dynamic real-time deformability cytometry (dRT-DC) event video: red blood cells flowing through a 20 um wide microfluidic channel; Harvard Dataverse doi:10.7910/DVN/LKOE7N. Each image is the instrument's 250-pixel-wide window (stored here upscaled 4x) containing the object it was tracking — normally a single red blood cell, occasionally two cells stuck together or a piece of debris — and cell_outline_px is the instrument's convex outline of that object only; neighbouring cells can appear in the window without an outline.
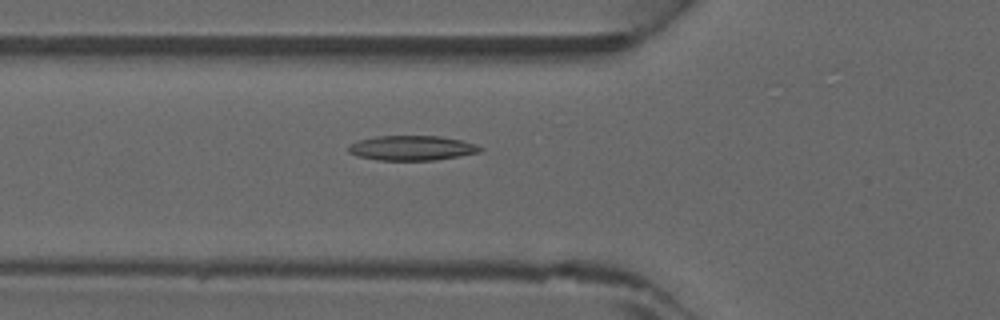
{"species": "common noctule bat (a hibernating species)", "species_latin": "Nyctalus noctula", "temperature_condition": "warm", "stored_images_in_passage": 38, "camera_frame_rate_fps": 3000, "um_per_image_px": 0.085, "animal": {"sex": "male", "forearm_length_mm": 52.5}, "frame": {"image": 1, "passage_image": 17, "time_ms": 5.333, "image_size_px": [1000, 320], "cell_outline_px": [[484, 148], [480, 152], [460, 156], [436, 160], [376, 160], [360, 156], [348, 152], [348, 148], [352, 144], [360, 140], [376, 136], [440, 136], [460, 140], [476, 144]], "centroid_in_image_um": [35.05, 12.58], "position_along_channel_um": 90.7, "area_um2": 18.9}}
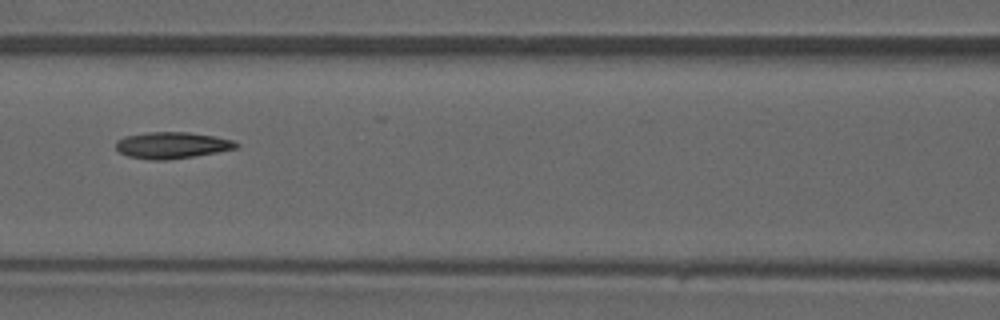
{"frame": {"image": 2, "passage_image": 21, "time_ms": 6.667, "image_size_px": [1000, 320], "cell_outline_px": [[240, 144], [236, 148], [216, 152], [168, 160], [152, 160], [128, 156], [120, 152], [116, 148], [116, 140], [124, 136], [148, 132], [188, 132], [216, 136], [232, 140]], "centroid_in_image_um": [14.6, 12.34], "position_along_channel_um": 152.0, "area_um2": 18.5}}
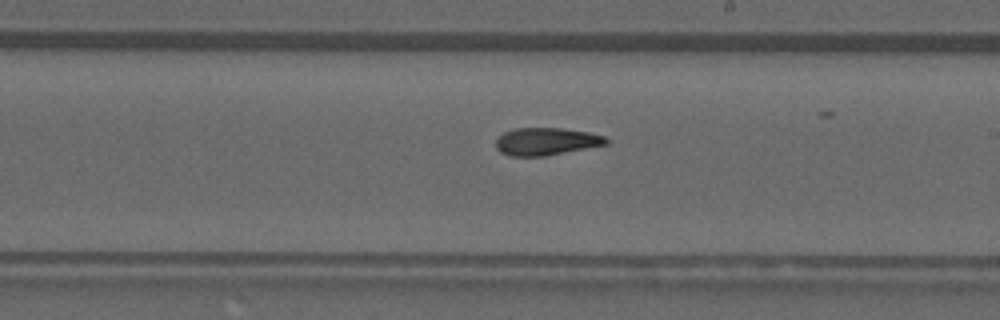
{"frame": {"image": 3, "passage_image": 27, "time_ms": 8.667, "image_size_px": [1000, 320], "cell_outline_px": [[608, 144], [544, 156], [508, 156], [500, 152], [496, 148], [496, 140], [504, 132], [516, 128], [560, 128], [588, 132], [604, 136], [608, 140]], "centroid_in_image_um": [46.4, 12.03], "position_along_channel_um": 242.6, "area_um2": 17.57}}